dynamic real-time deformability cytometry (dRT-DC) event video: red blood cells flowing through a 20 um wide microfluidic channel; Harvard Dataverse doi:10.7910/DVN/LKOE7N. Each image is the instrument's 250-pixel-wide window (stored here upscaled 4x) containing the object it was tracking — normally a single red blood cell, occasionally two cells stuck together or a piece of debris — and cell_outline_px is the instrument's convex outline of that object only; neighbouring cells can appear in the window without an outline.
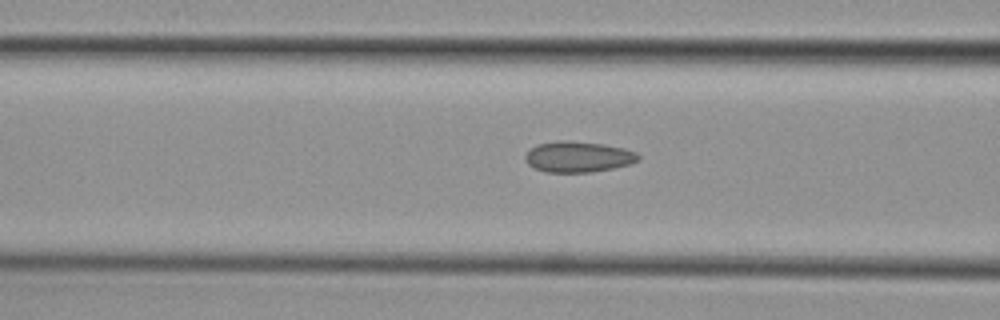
{"species": "common noctule bat (a hibernating species)", "species_latin": "Nyctalus noctula", "temperature_condition": "cold", "stored_images_in_passage": 15, "camera_frame_rate_fps": 3000, "um_per_image_px": 0.085, "animal": {"sex": "female", "body_mass_g": 29.2, "forearm_length_mm": 56.3}, "frame": {"image": 1, "passage_image": 13, "time_ms": 4.0, "image_size_px": [1000, 320], "cell_outline_px": [[640, 160], [628, 164], [612, 168], [592, 172], [544, 172], [528, 164], [524, 160], [524, 156], [536, 144], [560, 140], [604, 144], [624, 148], [636, 152], [640, 156]], "centroid_in_image_um": [49.14, 13.33], "position_along_channel_um": 117.5, "area_um2": 20.23}}